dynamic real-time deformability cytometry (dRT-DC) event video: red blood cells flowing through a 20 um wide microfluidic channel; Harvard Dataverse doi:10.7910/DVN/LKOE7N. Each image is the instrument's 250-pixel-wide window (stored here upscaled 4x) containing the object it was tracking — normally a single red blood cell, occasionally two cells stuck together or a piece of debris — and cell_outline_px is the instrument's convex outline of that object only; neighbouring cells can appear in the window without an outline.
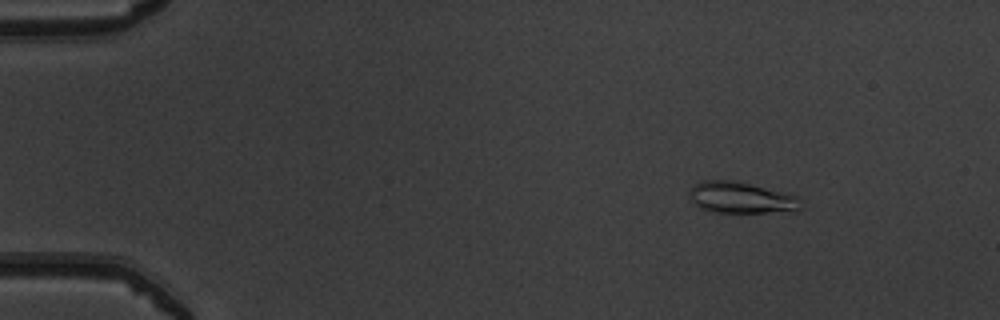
{"species": "common noctule bat (a hibernating species)", "species_latin": "Nyctalus noctula", "temperature_condition": "warm", "stored_images_in_passage": 38, "camera_frame_rate_fps": 3000, "um_per_image_px": 0.085, "animal": {"sex": "male", "body_mass_g": 19.5, "forearm_length_mm": 54.6}, "frame": {"image": 1, "passage_image": 7, "time_ms": 2.0, "image_size_px": [1000, 320], "cell_outline_px": [[796, 212], [712, 212], [700, 208], [692, 200], [688, 192], [696, 184], [704, 180], [736, 180], [796, 196]], "centroid_in_image_um": [62.91, 16.8], "position_along_channel_um": 22.1, "area_um2": 19.83}}
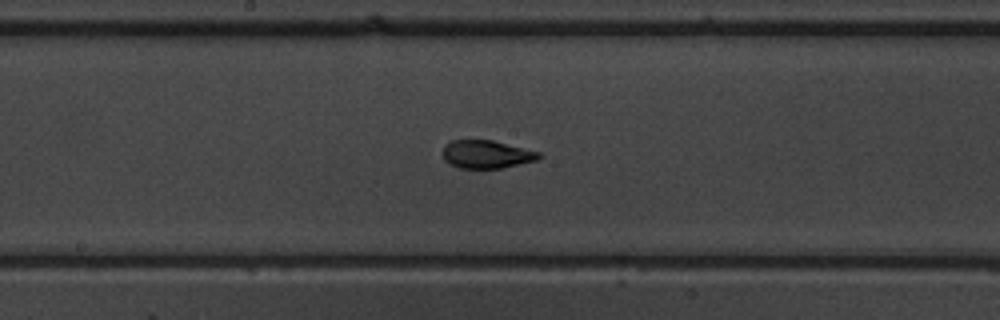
{"frame": {"image": 2, "passage_image": 28, "time_ms": 9.0, "image_size_px": [1000, 320], "cell_outline_px": [[544, 156], [536, 160], [500, 168], [460, 168], [448, 164], [444, 160], [444, 144], [452, 140], [492, 140], [540, 152]], "centroid_in_image_um": [41.35, 13.11], "position_along_channel_um": 206.9, "area_um2": 15.66}}
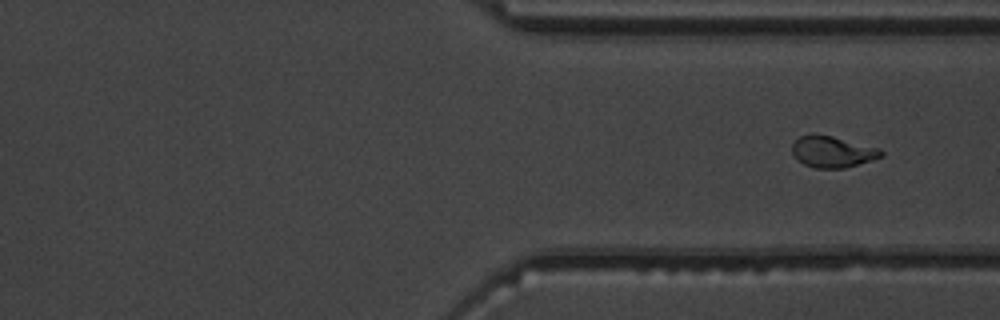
{"frame": {"image": 3, "passage_image": 38, "time_ms": 12.333, "image_size_px": [1000, 320], "cell_outline_px": [[884, 156], [872, 160], [844, 168], [816, 168], [804, 164], [792, 152], [792, 144], [800, 136], [812, 132], [832, 136], [880, 148], [884, 152]], "centroid_in_image_um": [70.78, 12.88], "position_along_channel_um": 340.6, "area_um2": 16.3}}